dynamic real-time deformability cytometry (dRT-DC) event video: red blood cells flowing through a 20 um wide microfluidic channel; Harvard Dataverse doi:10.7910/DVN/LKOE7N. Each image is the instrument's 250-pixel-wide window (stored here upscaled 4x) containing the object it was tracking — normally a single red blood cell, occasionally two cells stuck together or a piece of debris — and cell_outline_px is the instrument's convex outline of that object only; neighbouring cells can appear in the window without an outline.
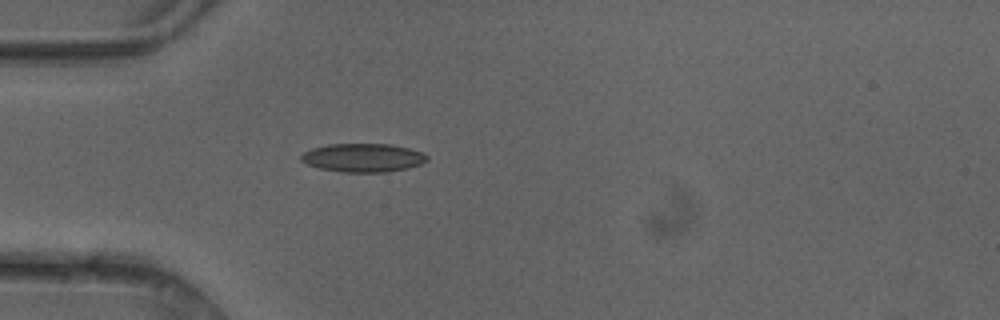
{"species": "common noctule bat (a hibernating species)", "species_latin": "Nyctalus noctula", "temperature_condition": "cold", "stored_images_in_passage": 1, "camera_frame_rate_fps": 3000, "um_per_image_px": 0.085, "animal": {"sex": "female"}, "frame": {"image": 1, "passage_image": 1, "time_ms": 0.0, "image_size_px": [1000, 320], "cell_outline_px": [[428, 160], [420, 164], [408, 168], [384, 172], [340, 172], [320, 168], [308, 164], [300, 160], [300, 156], [304, 152], [312, 148], [328, 144], [392, 144], [424, 152], [428, 156]], "centroid_in_image_um": [30.87, 13.4], "position_along_channel_um": 54.1, "area_um2": 20.98}}